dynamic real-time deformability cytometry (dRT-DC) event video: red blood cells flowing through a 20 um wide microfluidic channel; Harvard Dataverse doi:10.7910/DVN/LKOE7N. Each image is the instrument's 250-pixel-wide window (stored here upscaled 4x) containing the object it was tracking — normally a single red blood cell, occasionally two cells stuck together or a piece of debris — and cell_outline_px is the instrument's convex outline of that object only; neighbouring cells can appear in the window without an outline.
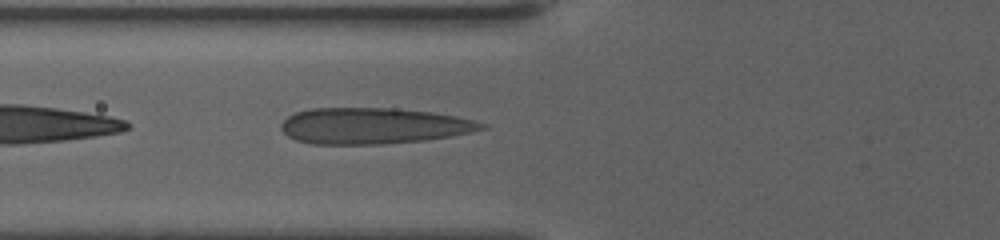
{"species": "human", "species_latin": "Homo sapiens", "temperature_condition": "warm", "stored_images_in_passage": 39, "camera_frame_rate_fps": 3000, "um_per_image_px": 0.085, "donor": {"sex": "female"}, "frame": {"image": 1, "passage_image": 4, "time_ms": 1.0, "image_size_px": [1000, 240], "cell_outline_px": [[488, 128], [472, 132], [452, 136], [424, 140], [380, 144], [312, 144], [296, 140], [288, 136], [280, 128], [280, 124], [288, 116], [296, 112], [308, 108], [396, 108], [432, 112], [456, 116], [488, 124]], "centroid_in_image_um": [31.74, 10.69], "position_along_channel_um": 94.1, "area_um2": 42.37}}
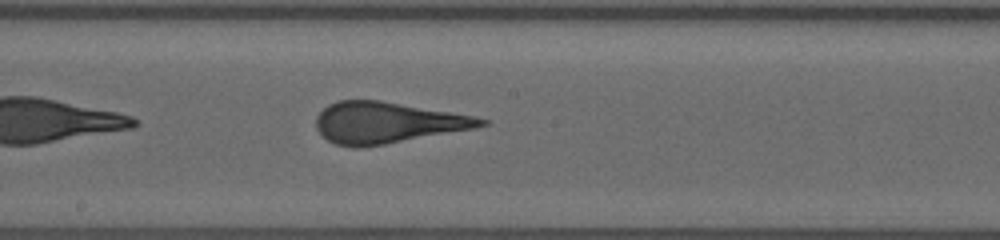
{"frame": {"image": 2, "passage_image": 14, "time_ms": 4.333, "image_size_px": [1000, 240], "cell_outline_px": [[488, 124], [476, 128], [384, 144], [356, 148], [336, 144], [328, 140], [316, 128], [316, 116], [328, 104], [336, 100], [380, 100], [476, 116], [488, 120]], "centroid_in_image_um": [32.91, 10.41], "position_along_channel_um": 215.3, "area_um2": 39.42}}
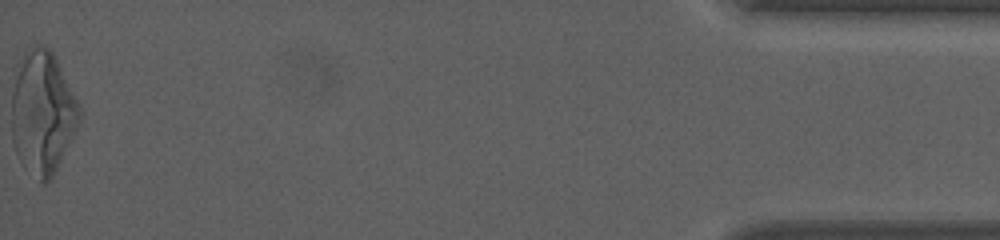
{"frame": {"image": 3, "passage_image": 39, "time_ms": 12.667, "image_size_px": [1000, 240], "cell_outline_px": [[80, 120], [52, 176], [44, 184], [24, 168], [16, 152], [12, 140], [12, 92], [20, 60], [24, 52], [32, 44], [44, 44], [52, 52], [80, 104]], "centroid_in_image_um": [3.6, 9.54], "position_along_channel_um": 431.6, "area_um2": 48.09}}